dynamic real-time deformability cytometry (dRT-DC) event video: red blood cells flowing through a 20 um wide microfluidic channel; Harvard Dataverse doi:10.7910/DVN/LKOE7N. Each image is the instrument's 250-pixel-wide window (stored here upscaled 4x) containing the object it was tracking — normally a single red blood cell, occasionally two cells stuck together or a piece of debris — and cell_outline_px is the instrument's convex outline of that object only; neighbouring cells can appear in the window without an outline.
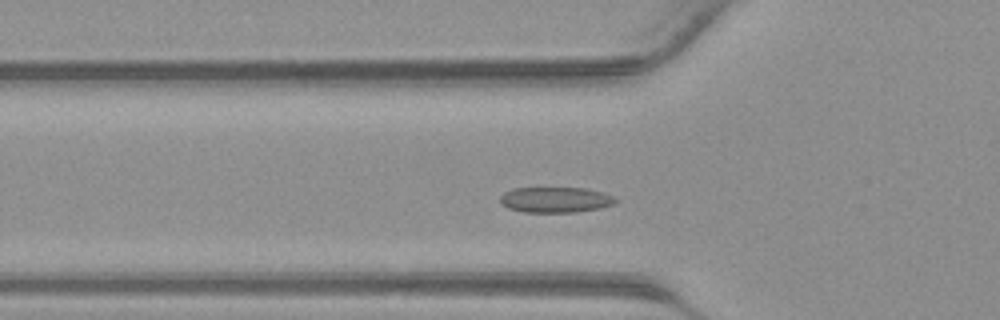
{"species": "common noctule bat (a hibernating species)", "species_latin": "Nyctalus noctula", "temperature_condition": "warm", "stored_images_in_passage": 39, "camera_frame_rate_fps": 3000, "um_per_image_px": 0.085, "animal": {"sex": "male", "body_mass_g": 23.1, "forearm_length_mm": 52.7}, "frame": {"image": 1, "passage_image": 11, "time_ms": 3.333, "image_size_px": [1000, 320], "cell_outline_px": [[620, 200], [612, 204], [600, 208], [576, 212], [524, 212], [508, 208], [500, 204], [500, 196], [504, 192], [512, 188], [584, 188], [604, 192]], "centroid_in_image_um": [47.2, 16.98], "position_along_channel_um": 78.6, "area_um2": 17.28}}
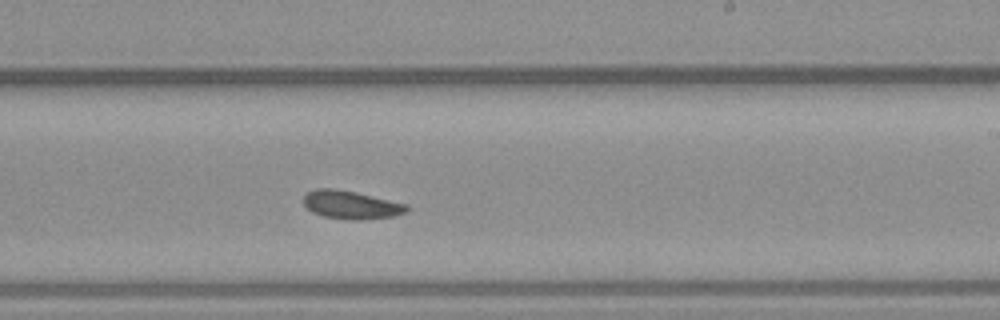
{"frame": {"image": 2, "passage_image": 22, "time_ms": 7.0, "image_size_px": [1000, 320], "cell_outline_px": [[408, 212], [392, 216], [364, 220], [348, 220], [324, 216], [312, 212], [304, 204], [304, 196], [308, 192], [316, 188], [336, 188], [356, 192], [408, 204]], "centroid_in_image_um": [29.86, 17.41], "position_along_channel_um": 259.1, "area_um2": 17.05}}
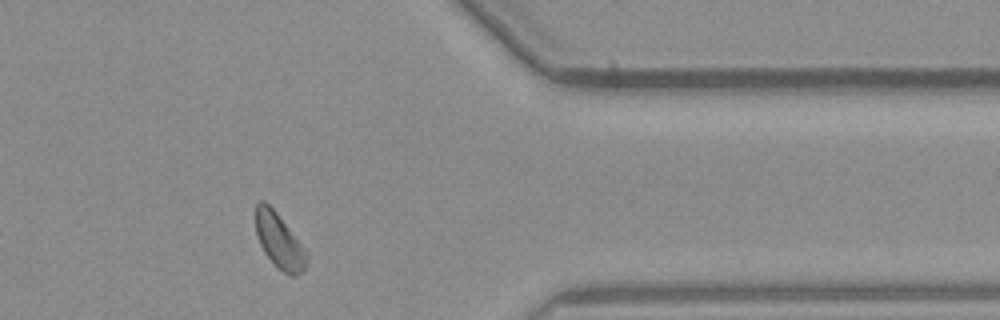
{"frame": {"image": 3, "passage_image": 31, "time_ms": 10.0, "image_size_px": [1000, 320], "cell_outline_px": [[308, 256], [304, 268], [296, 276], [292, 276], [284, 272], [264, 252], [260, 244], [256, 232], [256, 200], [264, 200], [276, 212], [308, 252]], "centroid_in_image_um": [23.73, 20.44], "position_along_channel_um": 387.7, "area_um2": 15.95}}